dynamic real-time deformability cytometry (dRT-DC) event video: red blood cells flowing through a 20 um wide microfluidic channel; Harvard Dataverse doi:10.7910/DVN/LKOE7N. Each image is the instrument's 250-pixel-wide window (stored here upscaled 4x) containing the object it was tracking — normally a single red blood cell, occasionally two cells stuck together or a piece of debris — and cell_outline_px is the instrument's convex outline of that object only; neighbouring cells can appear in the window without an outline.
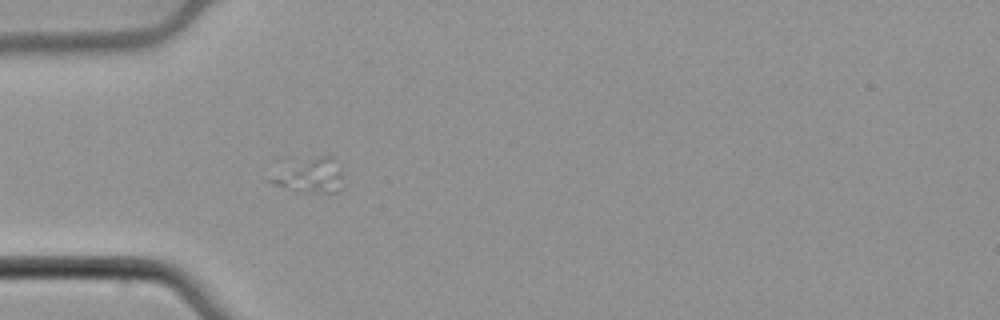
{"species": "common noctule bat (a hibernating species)", "species_latin": "Nyctalus noctula", "temperature_condition": "cold", "stored_images_in_passage": 39, "camera_frame_rate_fps": 3000, "um_per_image_px": 0.085, "animal": {"sex": "male", "body_mass_g": 21.5, "forearm_length_mm": 52.0}, "frame": {"image": 1, "passage_image": 1, "time_ms": 0.0, "image_size_px": [1000, 320], "cell_outline_px": [[340, 192], [296, 192], [272, 184], [264, 180], [320, 156], [332, 156], [340, 172]], "centroid_in_image_um": [26.4, 15.02], "position_along_channel_um": 58.6, "area_um2": 13.18}}
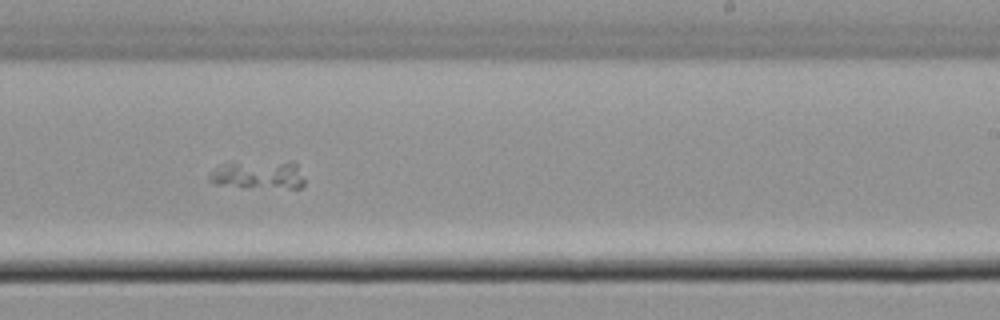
{"frame": {"image": 2, "passage_image": 18, "time_ms": 5.667, "image_size_px": [1000, 320], "cell_outline_px": [[304, 184], [300, 188], [288, 188], [212, 184], [208, 180], [208, 176], [220, 164], [228, 160], [292, 160], [296, 164], [304, 180]], "centroid_in_image_um": [21.94, 14.78], "position_along_channel_um": 267.1, "area_um2": 16.36}}
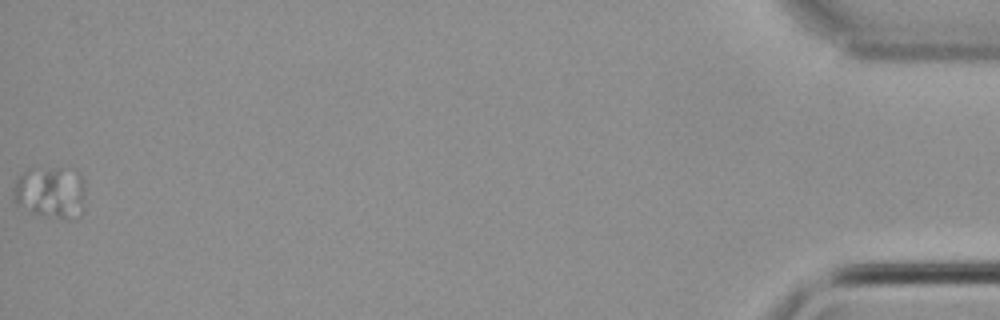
{"frame": {"image": 3, "passage_image": 39, "time_ms": 12.667, "image_size_px": [1000, 320], "cell_outline_px": [[84, 212], [80, 216], [68, 220], [40, 216], [16, 204], [12, 200], [12, 188], [16, 180], [28, 168], [60, 168], [80, 176], [84, 180]], "centroid_in_image_um": [4.28, 16.4], "position_along_channel_um": 430.9, "area_um2": 22.2}}